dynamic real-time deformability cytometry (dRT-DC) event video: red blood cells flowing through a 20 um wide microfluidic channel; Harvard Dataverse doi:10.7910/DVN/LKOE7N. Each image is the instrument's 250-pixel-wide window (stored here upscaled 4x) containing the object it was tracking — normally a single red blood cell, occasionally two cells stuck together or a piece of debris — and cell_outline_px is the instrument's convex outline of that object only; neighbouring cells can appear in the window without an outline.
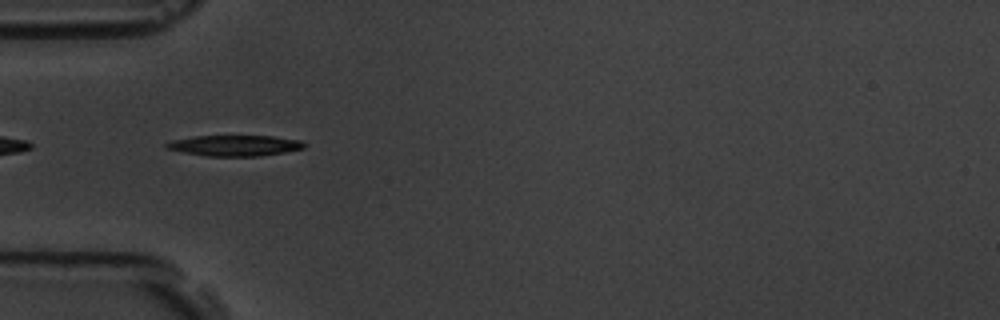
{"species": "common noctule bat (a hibernating species)", "species_latin": "Nyctalus noctula", "temperature_condition": "room temperature", "stored_images_in_passage": 2, "camera_frame_rate_fps": 3000, "um_per_image_px": 0.085, "animal": {"sex": "male", "body_mass_g": 19.5, "forearm_length_mm": 54.6}, "frame": {"image": 1, "passage_image": 2, "time_ms": 1.0, "image_size_px": [1000, 320], "cell_outline_px": [[308, 144], [304, 148], [284, 152], [260, 156], [208, 156], [184, 152], [164, 148], [164, 144], [172, 140], [192, 136], [272, 136], [300, 140]], "centroid_in_image_um": [19.95, 12.37], "position_along_channel_um": 65.0, "area_um2": 16.7}}